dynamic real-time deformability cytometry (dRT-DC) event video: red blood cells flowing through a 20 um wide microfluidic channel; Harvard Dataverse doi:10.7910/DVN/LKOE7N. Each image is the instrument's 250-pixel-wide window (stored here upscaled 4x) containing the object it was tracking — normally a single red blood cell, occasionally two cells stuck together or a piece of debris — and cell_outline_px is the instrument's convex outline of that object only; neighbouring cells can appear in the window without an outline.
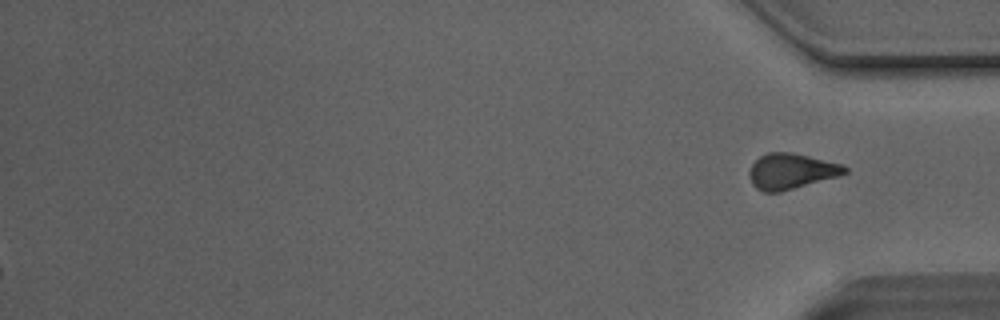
{"species": "Egyptian fruit bat (a non-hibernating species)", "species_latin": "Rousettus aegyptiacus", "temperature_condition": "room temperature", "stored_images_in_passage": 32, "segment_of_instrument_passage": [2, 2], "camera_frame_rate_fps": 3000, "um_per_image_px": 0.085, "animal": {"sex": "male"}, "frame": {"image": 1, "passage_image": 32, "time_ms": 10.333, "image_size_px": [1000, 320], "cell_outline_px": [[848, 172], [840, 176], [780, 192], [764, 192], [756, 188], [752, 184], [748, 172], [752, 164], [760, 156], [768, 152], [792, 152], [844, 164], [848, 168]], "centroid_in_image_um": [67.28, 14.55], "position_along_channel_um": 367.9, "area_um2": 20.0}}